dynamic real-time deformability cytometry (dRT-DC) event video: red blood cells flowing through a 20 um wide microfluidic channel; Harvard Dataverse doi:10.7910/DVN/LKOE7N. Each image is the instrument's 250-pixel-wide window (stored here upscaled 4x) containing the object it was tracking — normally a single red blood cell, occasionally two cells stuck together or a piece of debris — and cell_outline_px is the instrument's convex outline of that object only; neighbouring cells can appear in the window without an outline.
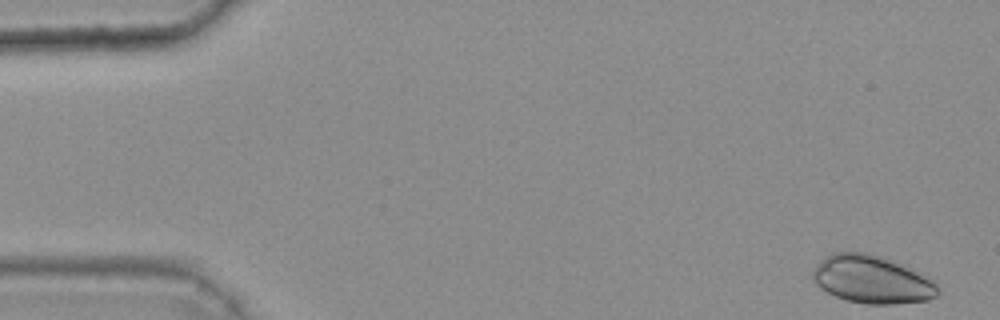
{"species": "common noctule bat (a hibernating species)", "species_latin": "Nyctalus noctula", "temperature_condition": "warm", "stored_images_in_passage": 42, "camera_frame_rate_fps": 3000, "um_per_image_px": 0.085, "animal": {"sex": "female", "body_mass_g": 25.1}, "frame": {"image": 1, "passage_image": 1, "time_ms": 0.0, "image_size_px": [1000, 320], "cell_outline_px": [[940, 292], [936, 296], [928, 300], [892, 304], [868, 304], [844, 300], [820, 288], [812, 280], [812, 268], [824, 256], [832, 252], [864, 252], [880, 256], [892, 260], [936, 284]], "centroid_in_image_um": [74.01, 23.76], "position_along_channel_um": 11.0, "area_um2": 34.56}}
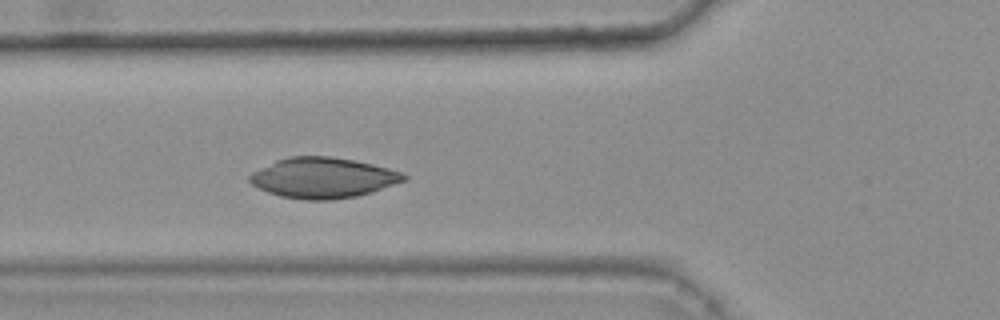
{"frame": {"image": 2, "passage_image": 18, "time_ms": 5.667, "image_size_px": [1000, 320], "cell_outline_px": [[408, 180], [372, 192], [356, 196], [332, 200], [304, 200], [280, 196], [268, 192], [252, 184], [248, 180], [248, 176], [252, 172], [276, 160], [288, 156], [328, 156], [352, 160], [372, 164], [388, 168], [400, 172], [408, 176]], "centroid_in_image_um": [27.46, 15.12], "position_along_channel_um": 98.3, "area_um2": 36.36}}
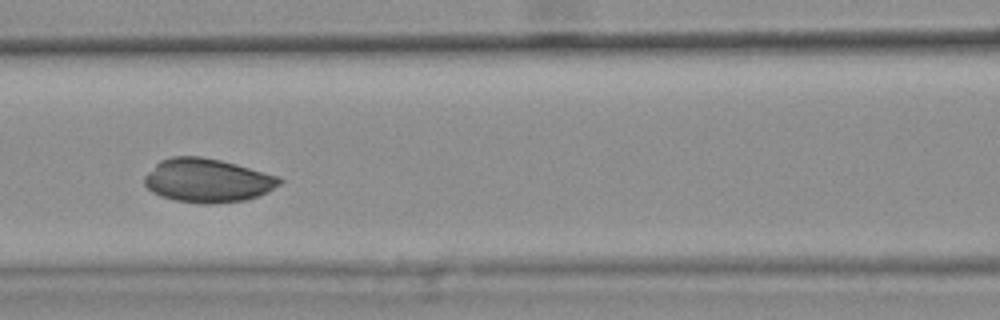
{"frame": {"image": 3, "passage_image": 22, "time_ms": 7.0, "image_size_px": [1000, 320], "cell_outline_px": [[284, 180], [280, 184], [268, 192], [244, 200], [212, 204], [200, 204], [176, 200], [160, 196], [152, 192], [144, 184], [144, 176], [160, 160], [172, 156], [200, 156], [220, 160], [236, 164], [276, 176]], "centroid_in_image_um": [17.6, 15.34], "position_along_channel_um": 149.0, "area_um2": 34.28}}